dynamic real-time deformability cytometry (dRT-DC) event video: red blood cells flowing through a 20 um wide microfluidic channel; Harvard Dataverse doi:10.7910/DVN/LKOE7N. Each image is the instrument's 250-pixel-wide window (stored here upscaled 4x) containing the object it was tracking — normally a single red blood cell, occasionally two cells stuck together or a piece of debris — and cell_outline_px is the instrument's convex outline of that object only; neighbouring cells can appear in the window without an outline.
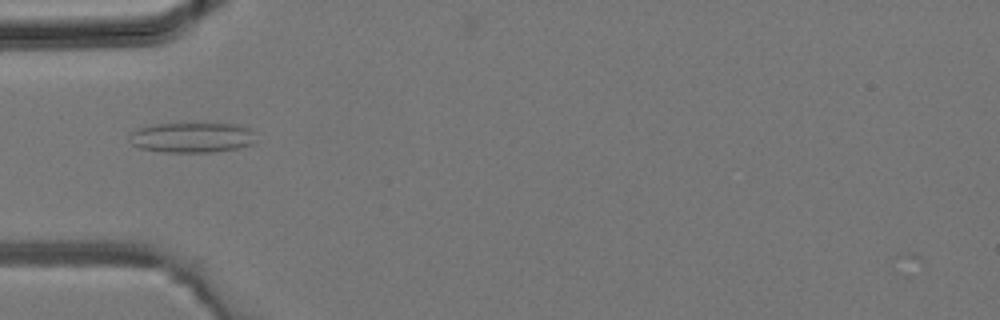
{"species": "common noctule bat (a hibernating species)", "species_latin": "Nyctalus noctula", "temperature_condition": "room temperature", "stored_images_in_passage": 3, "camera_frame_rate_fps": 3000, "um_per_image_px": 0.085, "animal": {"sex": "male", "body_mass_g": 19.2, "forearm_length_mm": 51.8}, "frame": {"image": 1, "passage_image": 3, "time_ms": 0.667, "image_size_px": [1000, 320], "cell_outline_px": [[252, 144], [236, 148], [212, 152], [164, 152], [140, 148], [132, 144], [128, 140], [128, 136], [136, 128], [152, 124], [204, 120], [236, 124], [248, 128], [252, 132]], "centroid_in_image_um": [16.25, 11.62], "position_along_channel_um": 68.8, "area_um2": 23.24}}